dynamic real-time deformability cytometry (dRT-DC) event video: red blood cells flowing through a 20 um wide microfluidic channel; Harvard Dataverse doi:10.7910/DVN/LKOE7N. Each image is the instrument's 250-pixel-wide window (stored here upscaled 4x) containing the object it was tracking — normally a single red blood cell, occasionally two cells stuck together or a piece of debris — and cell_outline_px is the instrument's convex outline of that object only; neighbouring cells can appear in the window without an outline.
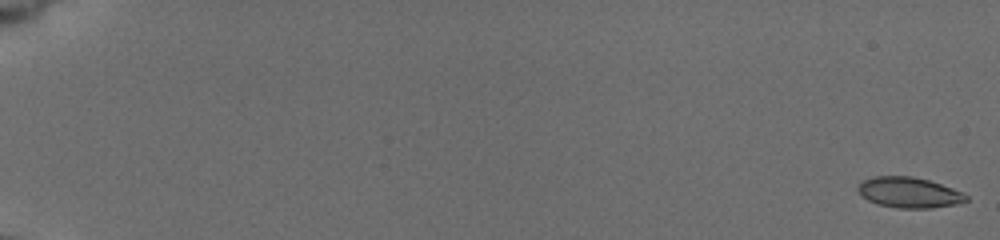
{"species": "common noctule bat (a hibernating species)", "species_latin": "Nyctalus noctula", "temperature_condition": "cold", "stored_images_in_passage": 56, "camera_frame_rate_fps": 3000, "um_per_image_px": 0.085, "animal": {"sex": "female", "body_mass_g": 19.5, "forearm_length_mm": 54.1}, "frame": {"image": 1, "passage_image": 1, "time_ms": 0.0, "image_size_px": [1000, 240], "cell_outline_px": [[968, 200], [956, 204], [932, 208], [896, 208], [876, 204], [860, 196], [856, 188], [864, 180], [876, 176], [908, 176], [928, 180], [964, 192], [968, 196]], "centroid_in_image_um": [77.26, 16.37], "position_along_channel_um": 7.7, "area_um2": 19.31}}
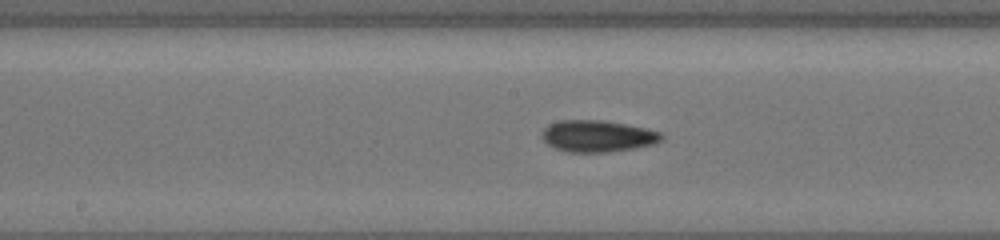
{"frame": {"image": 2, "passage_image": 32, "time_ms": 10.333, "image_size_px": [1000, 240], "cell_outline_px": [[660, 140], [652, 144], [632, 148], [608, 152], [564, 152], [548, 144], [544, 140], [544, 128], [560, 120], [600, 120], [624, 124], [660, 132]], "centroid_in_image_um": [50.75, 11.57], "position_along_channel_um": 197.5, "area_um2": 21.39}}
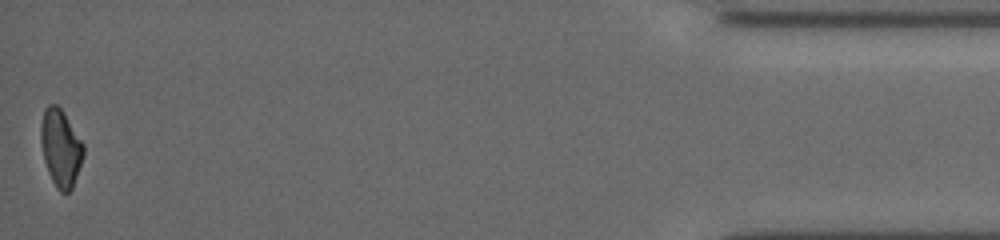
{"frame": {"image": 3, "passage_image": 56, "time_ms": 18.333, "image_size_px": [1000, 240], "cell_outline_px": [[84, 156], [72, 188], [68, 192], [60, 192], [56, 188], [48, 172], [44, 160], [40, 140], [40, 124], [44, 108], [48, 104], [56, 104], [64, 112], [84, 144]], "centroid_in_image_um": [5.15, 12.55], "position_along_channel_um": 430.1, "area_um2": 19.36}, "authors_computed_cell_mechanics": {"area_um2": 19.7676, "velocity_mm_per_s": 3.8488, "shape_relaxation_time_tau1_ms": 3.961, "shape_relaxation_time_tau2_ms": 7.5266, "deformation_change_tau1": 0.1056, "deformation_change_tau2": 0.1223}}